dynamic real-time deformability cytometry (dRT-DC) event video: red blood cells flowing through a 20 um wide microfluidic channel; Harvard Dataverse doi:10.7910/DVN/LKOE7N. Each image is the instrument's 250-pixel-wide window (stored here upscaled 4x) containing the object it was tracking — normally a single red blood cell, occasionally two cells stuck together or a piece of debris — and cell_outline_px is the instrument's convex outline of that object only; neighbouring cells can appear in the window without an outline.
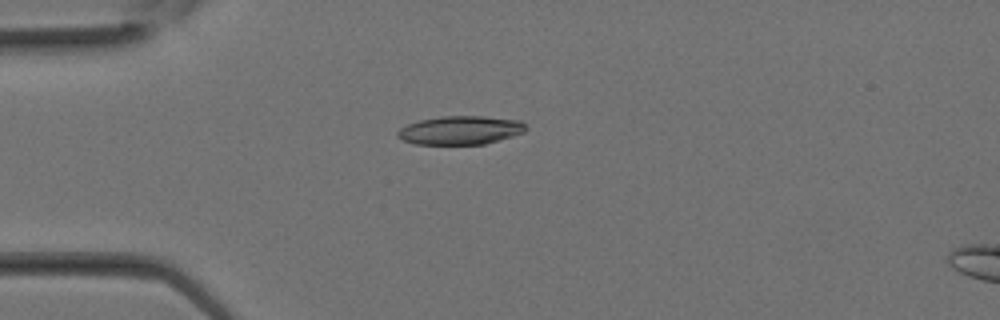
{"species": "Egyptian fruit bat (a non-hibernating species)", "species_latin": "Rousettus aegyptiacus", "temperature_condition": "room temperature", "stored_images_in_passage": 10, "camera_frame_rate_fps": 3000, "um_per_image_px": 0.085, "animal": {"sex": "female"}, "frame": {"image": 1, "passage_image": 5, "time_ms": 1.333, "image_size_px": [1000, 320], "cell_outline_px": [[528, 128], [524, 132], [500, 140], [484, 144], [416, 144], [404, 140], [396, 136], [396, 132], [400, 128], [408, 124], [420, 120], [440, 116], [484, 116], [520, 120]], "centroid_in_image_um": [39.14, 11.06], "position_along_channel_um": 45.9, "area_um2": 21.39}}
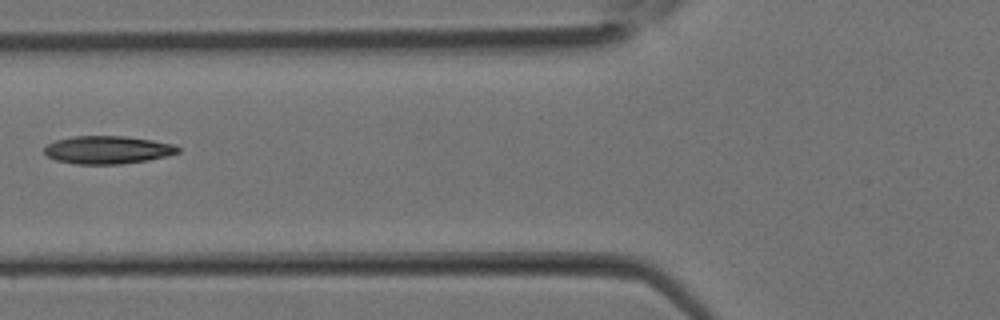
{"frame": {"image": 2, "passage_image": 9, "time_ms": 2.667, "image_size_px": [1000, 320], "cell_outline_px": [[180, 152], [168, 156], [148, 160], [120, 164], [76, 164], [56, 160], [48, 156], [44, 152], [44, 148], [48, 144], [56, 140], [72, 136], [124, 136], [152, 140], [172, 144], [180, 148]], "centroid_in_image_um": [9.15, 12.74], "position_along_channel_um": 116.6, "area_um2": 21.73}}